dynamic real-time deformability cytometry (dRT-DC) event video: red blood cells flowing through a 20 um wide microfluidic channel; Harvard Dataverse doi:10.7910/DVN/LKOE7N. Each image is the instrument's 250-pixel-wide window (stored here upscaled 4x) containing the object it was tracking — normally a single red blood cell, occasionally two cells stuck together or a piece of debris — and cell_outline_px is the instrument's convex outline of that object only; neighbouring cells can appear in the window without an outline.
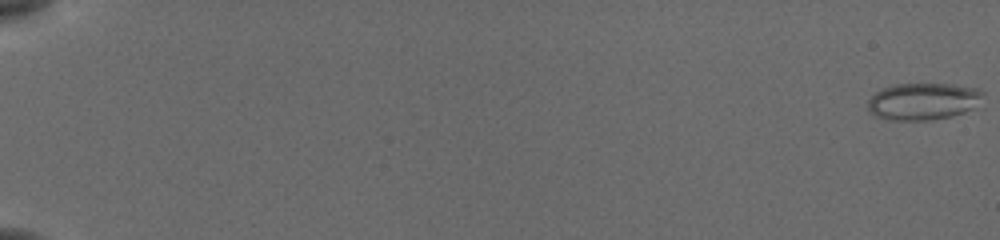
{"species": "common noctule bat (a hibernating species)", "species_latin": "Nyctalus noctula", "temperature_condition": "cold", "stored_images_in_passage": 57, "camera_frame_rate_fps": 3000, "um_per_image_px": 0.085, "animal": {"sex": "female", "body_mass_g": 19.5, "forearm_length_mm": 54.1}, "frame": {"image": 1, "passage_image": 1, "time_ms": 0.0, "image_size_px": [1000, 240], "cell_outline_px": [[984, 108], [952, 116], [928, 120], [888, 120], [876, 116], [868, 112], [868, 100], [876, 92], [892, 84], [952, 84], [976, 88], [984, 92]], "centroid_in_image_um": [78.59, 8.63], "position_along_channel_um": 6.4, "area_um2": 25.61}}
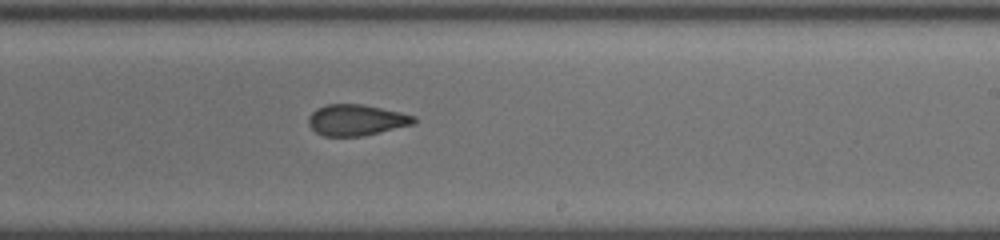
{"frame": {"image": 2, "passage_image": 37, "time_ms": 12.0, "image_size_px": [1000, 240], "cell_outline_px": [[416, 124], [364, 136], [324, 136], [316, 132], [308, 124], [308, 116], [316, 108], [324, 104], [364, 104], [400, 112], [416, 116]], "centroid_in_image_um": [30.3, 10.2], "position_along_channel_um": 258.7, "area_um2": 19.36}}
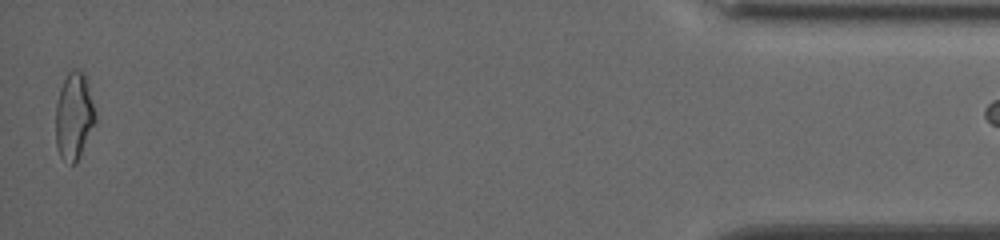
{"frame": {"image": 3, "passage_image": 56, "time_ms": 18.333, "image_size_px": [1000, 240], "cell_outline_px": [[96, 120], [80, 156], [76, 164], [72, 164], [60, 156], [56, 148], [56, 104], [60, 88], [68, 72], [72, 68], [80, 68], [84, 72], [96, 112]], "centroid_in_image_um": [6.29, 9.84], "position_along_channel_um": 428.9, "area_um2": 20.23}}